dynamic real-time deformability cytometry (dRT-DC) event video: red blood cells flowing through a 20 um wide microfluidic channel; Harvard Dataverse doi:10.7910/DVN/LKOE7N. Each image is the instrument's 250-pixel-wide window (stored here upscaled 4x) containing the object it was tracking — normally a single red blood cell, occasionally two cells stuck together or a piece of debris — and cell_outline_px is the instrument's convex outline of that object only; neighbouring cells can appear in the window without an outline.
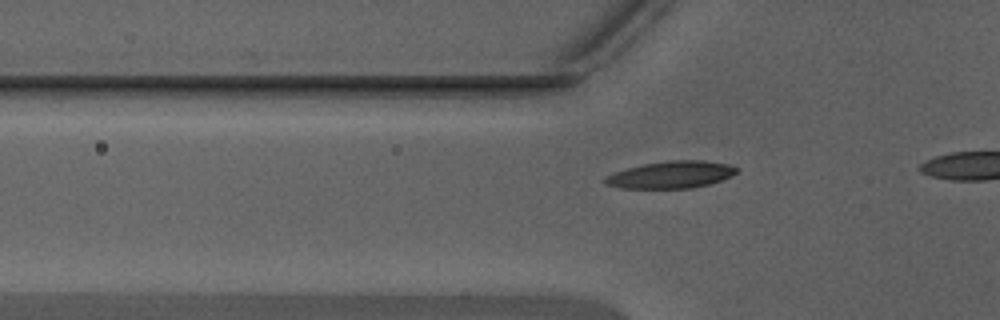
{"species": "Egyptian fruit bat (a non-hibernating species)", "species_latin": "Rousettus aegyptiacus", "temperature_condition": "warm", "stored_images_in_passage": 26, "camera_frame_rate_fps": 3000, "um_per_image_px": 0.085, "animal": {"sex": "male"}, "frame": {"image": 1, "passage_image": 12, "time_ms": 3.667, "image_size_px": [1000, 320], "cell_outline_px": [[740, 168], [732, 176], [708, 184], [692, 188], [620, 188], [604, 184], [604, 176], [628, 168], [644, 164], [668, 160], [704, 160], [728, 164]], "centroid_in_image_um": [57.04, 14.85], "position_along_channel_um": 68.8, "area_um2": 20.75}}
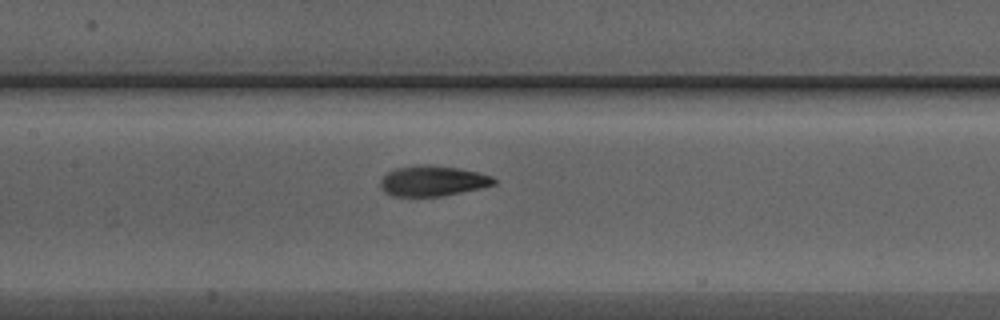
{"frame": {"image": 2, "passage_image": 19, "time_ms": 6.0, "image_size_px": [1000, 320], "cell_outline_px": [[496, 184], [480, 188], [440, 196], [392, 196], [384, 192], [380, 188], [380, 180], [388, 172], [396, 168], [416, 164], [428, 164], [456, 168], [476, 172], [492, 176], [496, 180]], "centroid_in_image_um": [36.73, 15.37], "position_along_channel_um": 170.7, "area_um2": 20.06}}
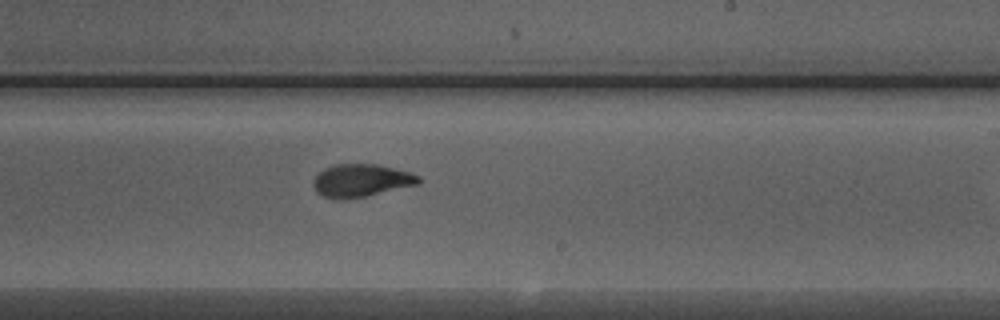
{"frame": {"image": 3, "passage_image": 25, "time_ms": 8.0, "image_size_px": [1000, 320], "cell_outline_px": [[420, 184], [364, 196], [340, 200], [324, 196], [316, 192], [312, 184], [312, 180], [324, 168], [336, 164], [376, 164], [408, 172], [420, 176]], "centroid_in_image_um": [30.67, 15.34], "position_along_channel_um": 258.3, "area_um2": 19.94}}